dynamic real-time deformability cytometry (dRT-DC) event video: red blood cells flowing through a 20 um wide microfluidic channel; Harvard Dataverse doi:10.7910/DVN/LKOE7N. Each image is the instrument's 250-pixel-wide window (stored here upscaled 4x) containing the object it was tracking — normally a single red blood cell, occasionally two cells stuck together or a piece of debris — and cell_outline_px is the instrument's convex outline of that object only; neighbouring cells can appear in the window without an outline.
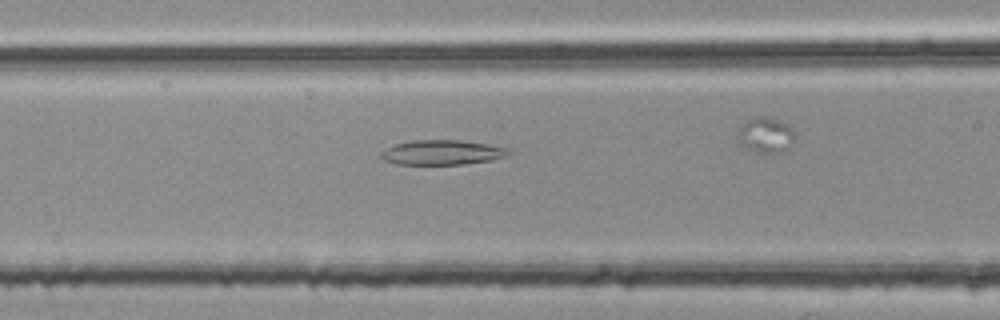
{"species": "common noctule bat (a hibernating species)", "species_latin": "Nyctalus noctula", "temperature_condition": "room temperature", "stored_images_in_passage": 27, "camera_frame_rate_fps": 3000, "um_per_image_px": 0.085, "animal": {"sex": "female", "body_mass_g": 25.1}, "frame": {"image": 1, "passage_image": 7, "time_ms": 2.0, "image_size_px": [1000, 320], "cell_outline_px": [[512, 152], [508, 156], [492, 160], [464, 164], [396, 164], [384, 160], [380, 156], [380, 152], [396, 144], [412, 140], [460, 140], [488, 144], [508, 148]], "centroid_in_image_um": [37.62, 12.96], "position_along_channel_um": 129.0, "area_um2": 18.44}}
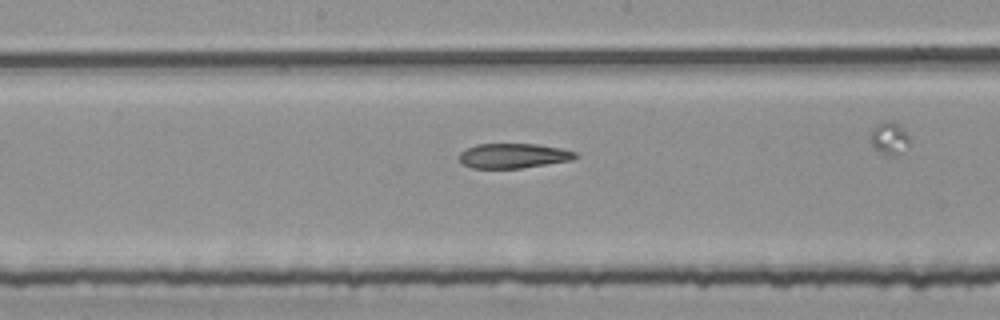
{"frame": {"image": 2, "passage_image": 13, "time_ms": 4.0, "image_size_px": [1000, 320], "cell_outline_px": [[580, 156], [572, 160], [520, 168], [472, 168], [464, 164], [460, 160], [460, 152], [476, 144], [540, 144], [560, 148], [576, 152]], "centroid_in_image_um": [43.67, 13.23], "position_along_channel_um": 204.5, "area_um2": 16.7}}
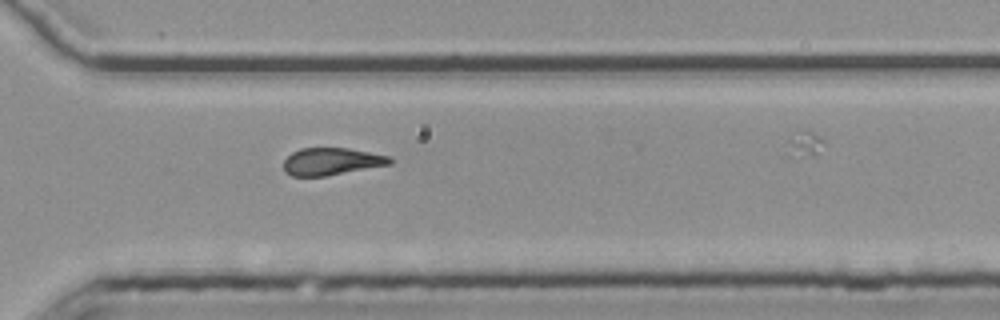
{"frame": {"image": 3, "passage_image": 24, "time_ms": 7.667, "image_size_px": [1000, 320], "cell_outline_px": [[392, 164], [324, 176], [292, 176], [284, 172], [284, 160], [292, 152], [300, 148], [348, 148], [388, 156], [392, 160]], "centroid_in_image_um": [28.14, 13.72], "position_along_channel_um": 342.5, "area_um2": 16.76}}